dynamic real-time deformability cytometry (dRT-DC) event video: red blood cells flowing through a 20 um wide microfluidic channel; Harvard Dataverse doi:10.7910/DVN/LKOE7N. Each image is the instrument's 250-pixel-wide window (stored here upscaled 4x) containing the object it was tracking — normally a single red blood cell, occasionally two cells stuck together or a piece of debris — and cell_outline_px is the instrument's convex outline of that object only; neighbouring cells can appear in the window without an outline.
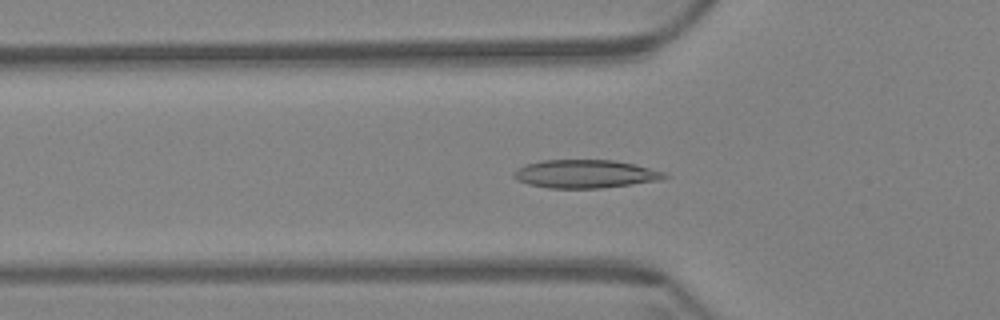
{"species": "Egyptian fruit bat (a non-hibernating species)", "species_latin": "Rousettus aegyptiacus", "temperature_condition": "warm", "stored_images_in_passage": 57, "camera_frame_rate_fps": 3000, "um_per_image_px": 0.085, "animal": {"sex": "female"}, "frame": {"image": 1, "passage_image": 17, "time_ms": 5.333, "image_size_px": [1000, 320], "cell_outline_px": [[668, 176], [656, 180], [632, 184], [600, 188], [548, 188], [528, 184], [512, 176], [512, 172], [516, 168], [528, 164], [544, 160], [612, 160], [632, 164], [664, 172]], "centroid_in_image_um": [49.68, 14.78], "position_along_channel_um": 76.1, "area_um2": 24.39}}
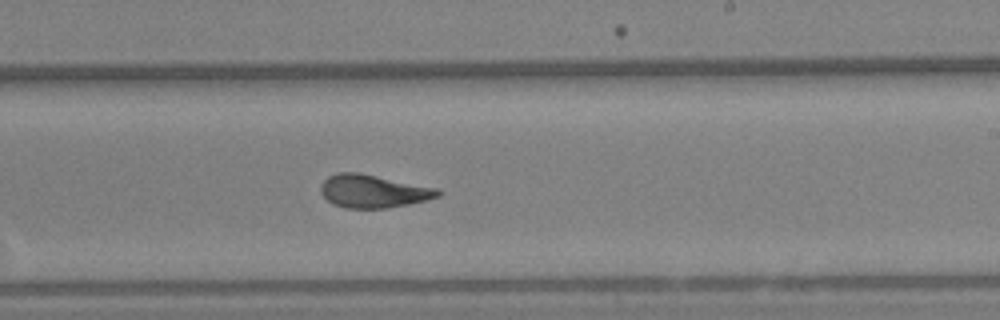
{"frame": {"image": 2, "passage_image": 33, "time_ms": 10.667, "image_size_px": [1000, 320], "cell_outline_px": [[444, 192], [440, 196], [428, 200], [388, 208], [348, 208], [332, 204], [320, 192], [320, 184], [328, 176], [340, 172], [360, 172], [436, 188]], "centroid_in_image_um": [31.73, 16.25], "position_along_channel_um": 257.3, "area_um2": 22.66}}
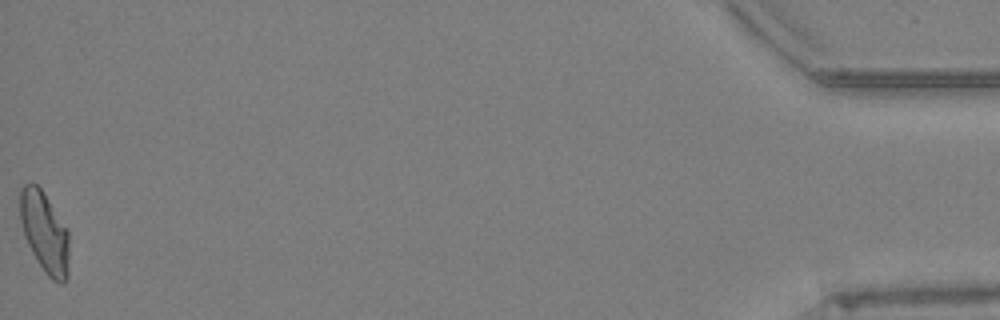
{"frame": {"image": 3, "passage_image": 57, "time_ms": 18.667, "image_size_px": [1000, 320], "cell_outline_px": [[68, 280], [64, 284], [60, 284], [52, 280], [44, 272], [32, 252], [24, 236], [20, 220], [20, 188], [24, 184], [36, 184], [44, 192], [68, 232]], "centroid_in_image_um": [3.79, 19.78], "position_along_channel_um": 431.4, "area_um2": 23.06}, "authors_computed_cell_mechanics": {"area_um2": 22.831, "velocity_mm_per_s": 3.4116, "shape_relaxation_time_tau1_ms": 9.61, "shape_relaxation_time_tau2_ms": 1.4658, "deformation_change_tau1": 0.2361, "deformation_change_tau2": 0.0835}}